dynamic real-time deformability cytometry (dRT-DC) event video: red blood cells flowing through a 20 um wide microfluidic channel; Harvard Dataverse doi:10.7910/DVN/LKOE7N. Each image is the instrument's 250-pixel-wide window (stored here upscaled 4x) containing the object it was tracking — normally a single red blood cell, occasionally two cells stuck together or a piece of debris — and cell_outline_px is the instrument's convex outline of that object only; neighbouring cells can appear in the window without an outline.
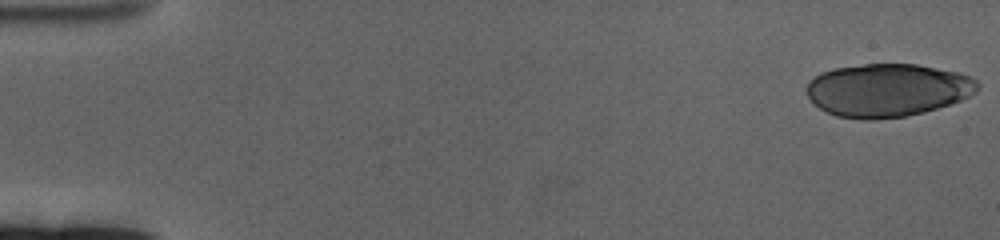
{"species": "human", "species_latin": "Homo sapiens", "temperature_condition": "cold", "stored_images_in_passage": 60, "camera_frame_rate_fps": 3000, "um_per_image_px": 0.085, "donor": {"sex": "female"}, "frame": {"image": 1, "passage_image": 1, "time_ms": 0.0, "image_size_px": [1000, 240], "cell_outline_px": [[980, 88], [976, 92], [960, 100], [924, 112], [904, 116], [876, 120], [864, 120], [836, 116], [820, 108], [808, 96], [808, 80], [820, 72], [832, 68], [864, 64], [916, 64], [956, 72], [968, 76], [976, 80], [980, 84]], "centroid_in_image_um": [75.42, 7.66], "position_along_channel_um": 9.6, "area_um2": 52.77}}